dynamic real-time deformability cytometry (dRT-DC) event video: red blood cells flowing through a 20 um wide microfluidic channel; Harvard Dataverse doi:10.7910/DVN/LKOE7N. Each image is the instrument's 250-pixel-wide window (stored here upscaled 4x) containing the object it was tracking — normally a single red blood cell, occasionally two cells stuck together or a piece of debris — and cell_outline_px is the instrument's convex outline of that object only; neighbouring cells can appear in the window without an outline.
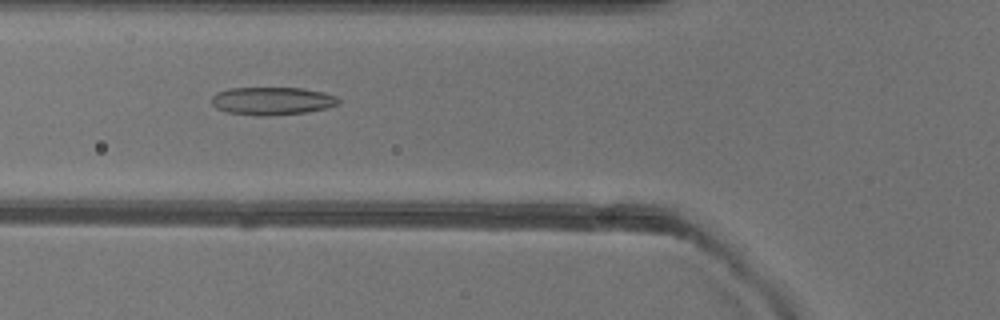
{"species": "common noctule bat (a hibernating species)", "species_latin": "Nyctalus noctula", "temperature_condition": "warm", "stored_images_in_passage": 32, "camera_frame_rate_fps": 3000, "um_per_image_px": 0.085, "animal": {"sex": "female"}, "frame": {"image": 1, "passage_image": 3, "time_ms": 0.667, "image_size_px": [1000, 320], "cell_outline_px": [[340, 104], [328, 108], [304, 112], [268, 116], [256, 116], [228, 112], [216, 108], [212, 104], [212, 96], [216, 92], [228, 88], [300, 88], [324, 92], [336, 96], [340, 100]], "centroid_in_image_um": [23.13, 8.58], "position_along_channel_um": 102.7, "area_um2": 20.75}}
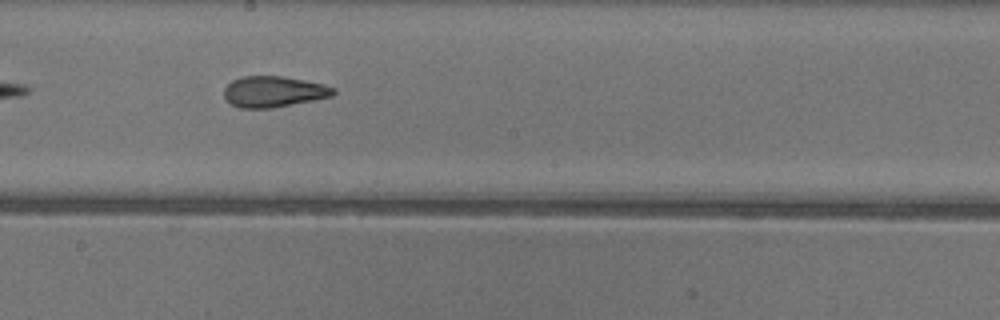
{"frame": {"image": 2, "passage_image": 12, "time_ms": 3.667, "image_size_px": [1000, 320], "cell_outline_px": [[336, 92], [332, 96], [272, 108], [240, 108], [232, 104], [224, 96], [224, 88], [232, 80], [244, 76], [280, 76], [304, 80], [324, 84], [336, 88]], "centroid_in_image_um": [23.27, 7.78], "position_along_channel_um": 224.9, "area_um2": 19.59}}
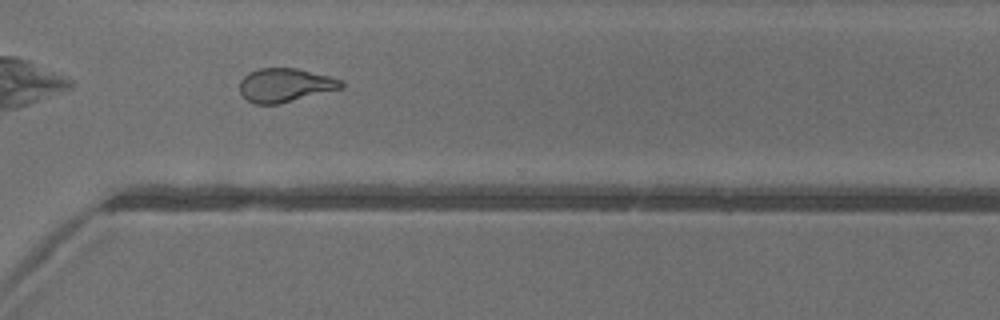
{"frame": {"image": 3, "passage_image": 21, "time_ms": 6.667, "image_size_px": [1000, 320], "cell_outline_px": [[344, 84], [340, 88], [280, 104], [256, 104], [248, 100], [240, 92], [240, 80], [248, 72], [260, 68], [296, 68], [328, 76], [340, 80]], "centroid_in_image_um": [24.18, 7.23], "position_along_channel_um": 346.4, "area_um2": 19.65}}